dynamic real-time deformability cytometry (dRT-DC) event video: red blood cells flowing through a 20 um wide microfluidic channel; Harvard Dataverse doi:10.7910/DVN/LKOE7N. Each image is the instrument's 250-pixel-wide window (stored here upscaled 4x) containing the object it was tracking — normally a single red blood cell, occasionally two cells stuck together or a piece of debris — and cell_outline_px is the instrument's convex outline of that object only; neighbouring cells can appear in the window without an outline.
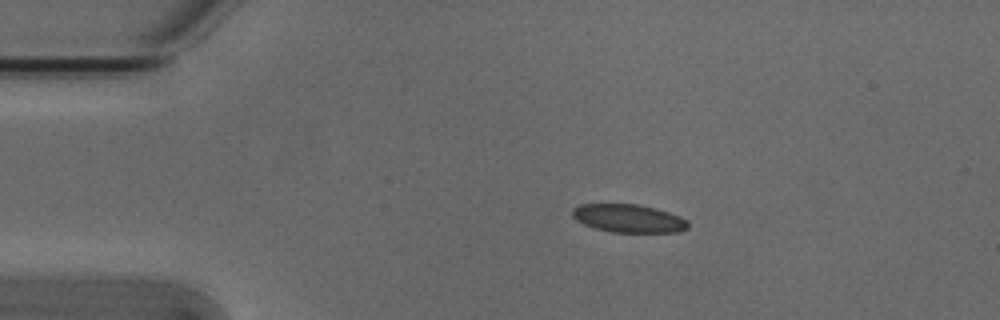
{"species": "Egyptian fruit bat (a non-hibernating species)", "species_latin": "Rousettus aegyptiacus", "temperature_condition": "cold", "stored_images_in_passage": 4, "camera_frame_rate_fps": 3000, "um_per_image_px": 0.085, "animal": {"sex": "male"}, "frame": {"image": 1, "passage_image": 2, "time_ms": 0.333, "image_size_px": [1000, 320], "cell_outline_px": [[688, 228], [680, 232], [612, 232], [596, 228], [584, 224], [576, 220], [572, 216], [572, 208], [580, 204], [636, 204], [668, 212], [680, 216], [688, 220]], "centroid_in_image_um": [53.42, 18.56], "position_along_channel_um": 31.6, "area_um2": 18.9}}